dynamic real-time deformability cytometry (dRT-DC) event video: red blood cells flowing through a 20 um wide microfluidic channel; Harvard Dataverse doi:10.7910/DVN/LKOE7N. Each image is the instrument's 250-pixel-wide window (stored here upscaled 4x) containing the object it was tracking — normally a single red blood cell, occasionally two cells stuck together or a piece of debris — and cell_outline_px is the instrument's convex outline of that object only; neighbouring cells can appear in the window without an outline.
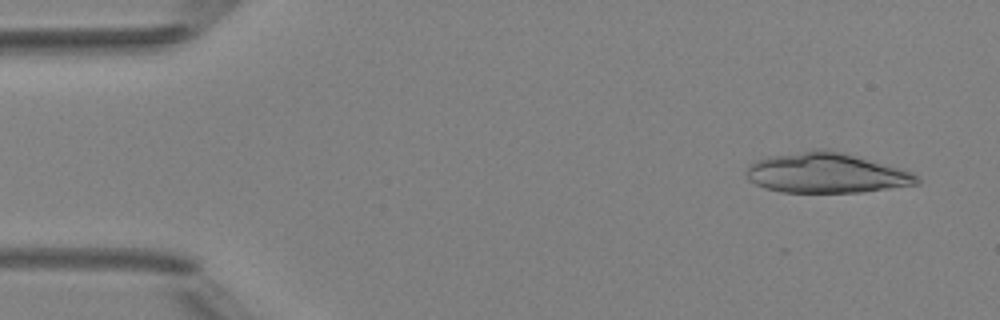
{"species": "Egyptian fruit bat (a non-hibernating species)", "species_latin": "Rousettus aegyptiacus", "temperature_condition": "room temperature", "stored_images_in_passage": 4, "camera_frame_rate_fps": 3000, "um_per_image_px": 0.085, "animal": {"sex": "female"}, "frame": {"image": 1, "passage_image": 1, "time_ms": 0.0, "image_size_px": [1000, 320], "cell_outline_px": [[920, 184], [864, 192], [780, 192], [764, 188], [748, 180], [744, 172], [748, 164], [756, 160], [768, 156], [816, 148], [820, 148], [844, 152], [900, 168], [912, 172], [920, 180]], "centroid_in_image_um": [70.2, 14.69], "position_along_channel_um": 14.8, "area_um2": 40.34}}